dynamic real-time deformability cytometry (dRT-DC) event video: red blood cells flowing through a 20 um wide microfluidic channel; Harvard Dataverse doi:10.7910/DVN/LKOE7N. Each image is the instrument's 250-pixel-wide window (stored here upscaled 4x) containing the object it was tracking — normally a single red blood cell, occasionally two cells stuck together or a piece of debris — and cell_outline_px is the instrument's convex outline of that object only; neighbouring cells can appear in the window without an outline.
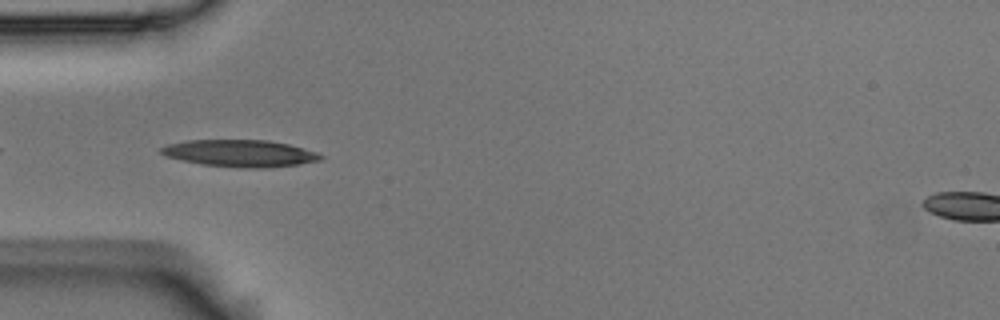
{"species": "Egyptian fruit bat (a non-hibernating species)", "species_latin": "Rousettus aegyptiacus", "temperature_condition": "room temperature", "stored_images_in_passage": 9, "camera_frame_rate_fps": 3000, "um_per_image_px": 0.085, "animal": {"sex": "male"}, "frame": {"image": 1, "passage_image": 3, "time_ms": 0.667, "image_size_px": [1000, 320], "cell_outline_px": [[324, 156], [320, 160], [300, 164], [264, 168], [244, 168], [200, 164], [164, 156], [160, 152], [160, 148], [168, 144], [188, 140], [268, 140], [288, 144], [316, 152]], "centroid_in_image_um": [20.38, 13.03], "position_along_channel_um": 64.6, "area_um2": 25.03}}
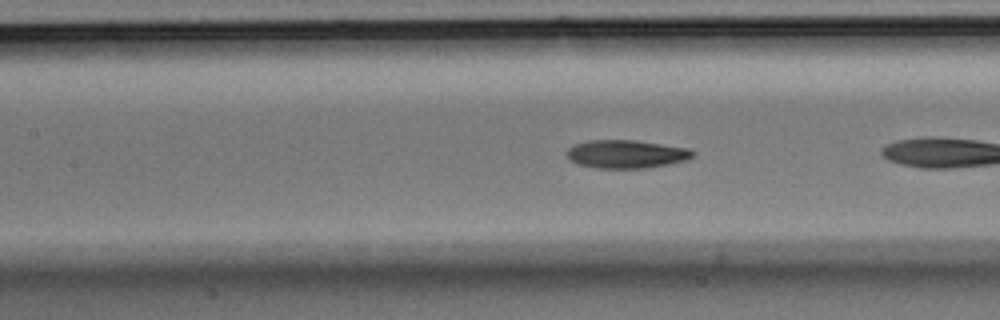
{"frame": {"image": 2, "passage_image": 8, "time_ms": 2.333, "image_size_px": [1000, 320], "cell_outline_px": [[696, 152], [688, 160], [668, 164], [644, 168], [596, 168], [576, 164], [568, 160], [568, 148], [572, 144], [588, 140], [636, 140], [688, 148]], "centroid_in_image_um": [53.2, 13.09], "position_along_channel_um": 154.2, "area_um2": 20.87}}